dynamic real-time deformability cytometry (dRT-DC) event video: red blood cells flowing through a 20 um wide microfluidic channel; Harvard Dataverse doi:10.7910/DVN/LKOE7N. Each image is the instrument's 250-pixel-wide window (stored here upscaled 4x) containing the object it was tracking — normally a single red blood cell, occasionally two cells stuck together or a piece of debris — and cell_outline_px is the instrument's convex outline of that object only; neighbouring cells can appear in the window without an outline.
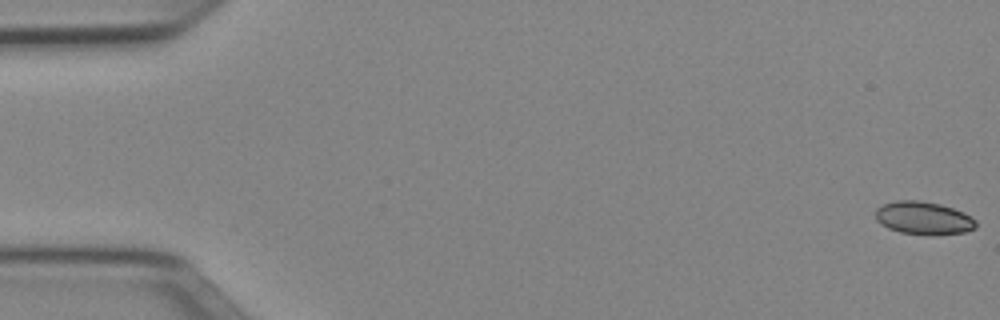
{"species": "Egyptian fruit bat (a non-hibernating species)", "species_latin": "Rousettus aegyptiacus", "temperature_condition": "cold", "stored_images_in_passage": 52, "camera_frame_rate_fps": 3000, "um_per_image_px": 0.085, "animal": {"sex": "female"}, "frame": {"image": 1, "passage_image": 1, "time_ms": 0.0, "image_size_px": [1000, 320], "cell_outline_px": [[976, 228], [964, 232], [900, 232], [888, 228], [880, 224], [876, 220], [876, 208], [884, 204], [896, 200], [920, 200], [940, 204], [964, 212], [976, 220]], "centroid_in_image_um": [78.47, 18.48], "position_along_channel_um": 6.5, "area_um2": 18.55}}
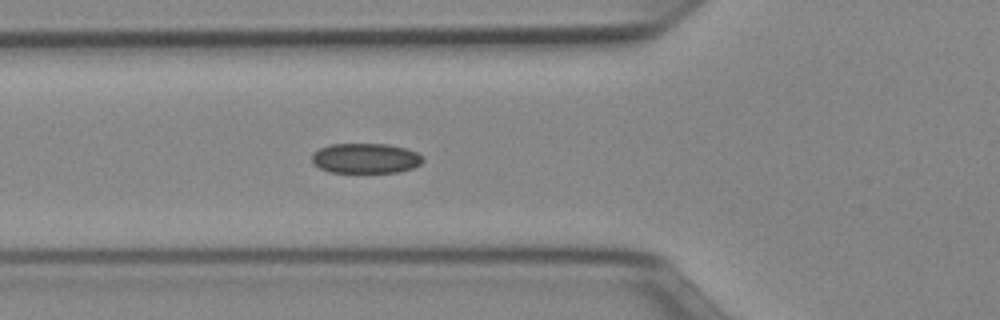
{"frame": {"image": 2, "passage_image": 19, "time_ms": 6.0, "image_size_px": [1000, 320], "cell_outline_px": [[424, 160], [420, 164], [412, 168], [400, 172], [328, 172], [312, 164], [312, 152], [328, 144], [388, 144], [404, 148], [416, 152]], "centroid_in_image_um": [31.03, 13.45], "position_along_channel_um": 94.8, "area_um2": 19.48}}
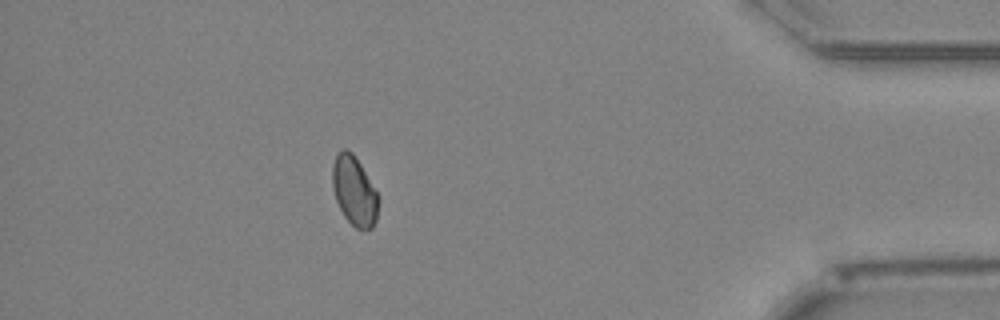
{"frame": {"image": 3, "passage_image": 46, "time_ms": 15.0, "image_size_px": [1000, 320], "cell_outline_px": [[380, 200], [376, 220], [372, 228], [356, 228], [344, 216], [336, 200], [332, 184], [332, 164], [336, 152], [344, 148], [348, 148], [352, 152], [360, 164], [380, 196]], "centroid_in_image_um": [30.12, 16.19], "position_along_channel_um": 405.1, "area_um2": 18.73}}